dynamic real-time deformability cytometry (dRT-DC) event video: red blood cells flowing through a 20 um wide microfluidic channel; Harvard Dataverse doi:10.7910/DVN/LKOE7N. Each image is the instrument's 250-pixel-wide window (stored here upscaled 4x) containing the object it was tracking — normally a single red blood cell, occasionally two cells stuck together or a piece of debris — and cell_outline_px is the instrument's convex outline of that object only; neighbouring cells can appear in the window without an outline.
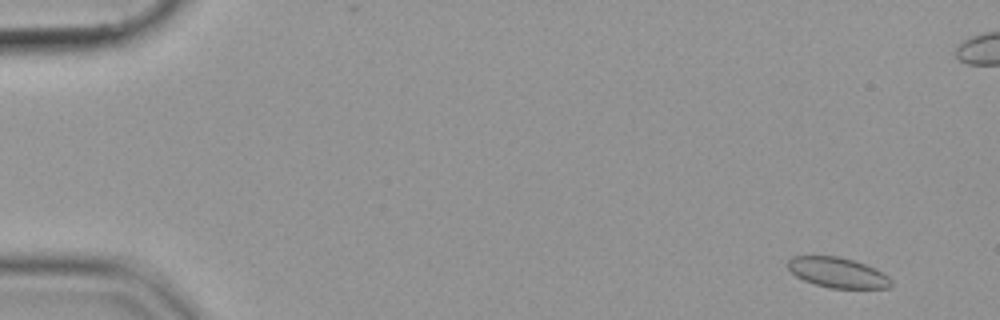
{"species": "common noctule bat (a hibernating species)", "species_latin": "Nyctalus noctula", "temperature_condition": "cold", "stored_images_in_passage": 57, "camera_frame_rate_fps": 3000, "um_per_image_px": 0.085, "animal": {"sex": "female", "body_mass_g": 19.9}, "frame": {"image": 1, "passage_image": 4, "time_ms": 1.0, "image_size_px": [1000, 320], "cell_outline_px": [[892, 284], [888, 288], [828, 288], [804, 280], [796, 276], [788, 268], [788, 260], [792, 256], [836, 256], [852, 260], [864, 264], [888, 276], [892, 280]], "centroid_in_image_um": [71.18, 23.17], "position_along_channel_um": 13.8, "area_um2": 17.92}}
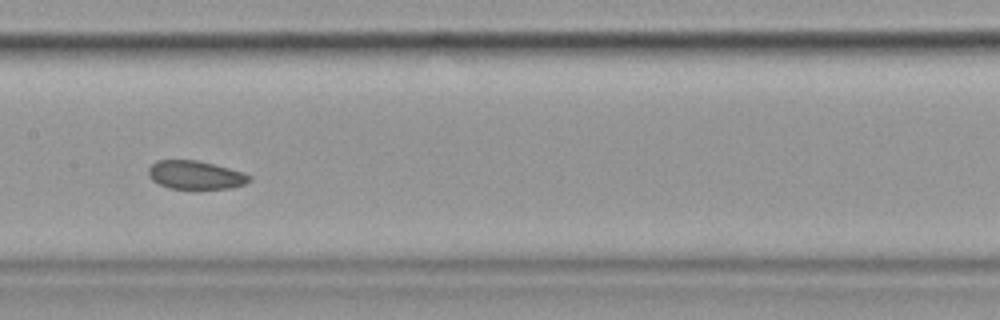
{"frame": {"image": 2, "passage_image": 29, "time_ms": 9.333, "image_size_px": [1000, 320], "cell_outline_px": [[252, 180], [244, 184], [232, 188], [168, 188], [152, 180], [148, 176], [148, 168], [156, 160], [196, 160], [244, 172], [252, 176]], "centroid_in_image_um": [16.62, 14.87], "position_along_channel_um": 190.8, "area_um2": 16.65}}
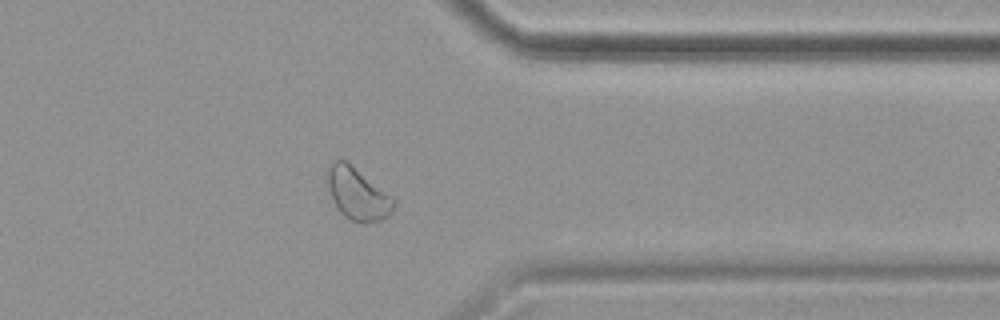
{"frame": {"image": 3, "passage_image": 45, "time_ms": 14.667, "image_size_px": [1000, 320], "cell_outline_px": [[396, 204], [392, 212], [388, 216], [380, 220], [364, 224], [360, 224], [344, 216], [340, 212], [332, 196], [328, 184], [328, 168], [332, 160], [344, 160], [392, 196], [396, 200]], "centroid_in_image_um": [30.43, 16.52], "position_along_channel_um": 381.0, "area_um2": 19.77}}